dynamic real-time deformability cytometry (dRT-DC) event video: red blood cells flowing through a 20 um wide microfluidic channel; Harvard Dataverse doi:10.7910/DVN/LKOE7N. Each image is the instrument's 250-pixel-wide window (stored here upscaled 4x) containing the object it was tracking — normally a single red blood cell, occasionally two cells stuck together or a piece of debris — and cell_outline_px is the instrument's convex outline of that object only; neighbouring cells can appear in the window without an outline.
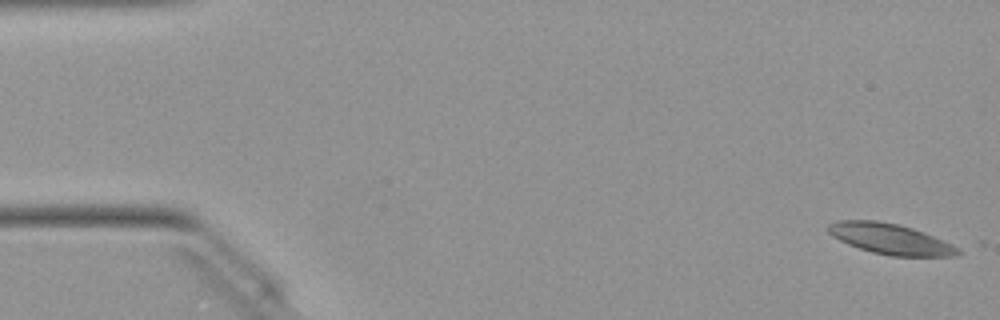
{"species": "Egyptian fruit bat (a non-hibernating species)", "species_latin": "Rousettus aegyptiacus", "temperature_condition": "warm", "stored_images_in_passage": 51, "camera_frame_rate_fps": 3000, "um_per_image_px": 0.085, "animal": {"sex": "female"}, "frame": {"image": 1, "passage_image": 1, "time_ms": 0.0, "image_size_px": [1000, 320], "cell_outline_px": [[960, 252], [956, 256], [892, 256], [872, 252], [848, 244], [832, 236], [828, 232], [828, 224], [836, 220], [876, 220], [896, 224], [912, 228], [952, 244], [960, 248]], "centroid_in_image_um": [75.65, 20.31], "position_along_channel_um": 9.3, "area_um2": 22.89}}
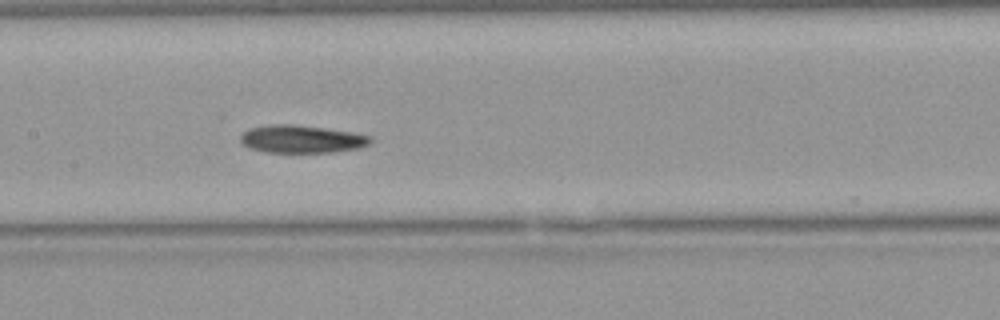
{"frame": {"image": 2, "passage_image": 24, "time_ms": 7.667, "image_size_px": [1000, 320], "cell_outline_px": [[372, 140], [368, 144], [360, 148], [332, 152], [264, 152], [248, 148], [240, 144], [240, 136], [248, 128], [272, 124], [292, 124], [324, 128], [352, 132], [372, 136]], "centroid_in_image_um": [25.6, 11.82], "position_along_channel_um": 181.8, "area_um2": 21.15}}
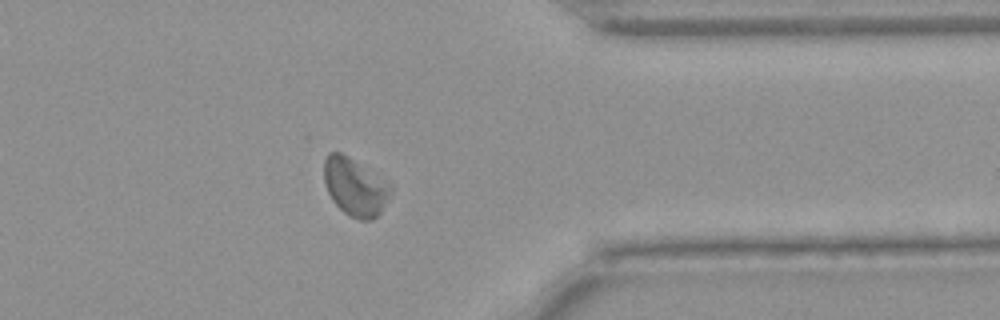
{"frame": {"image": 3, "passage_image": 40, "time_ms": 13.0, "image_size_px": [1000, 320], "cell_outline_px": [[392, 192], [380, 212], [372, 220], [360, 220], [348, 216], [332, 200], [324, 184], [324, 160], [328, 152], [340, 152], [348, 156], [392, 188]], "centroid_in_image_um": [30.12, 15.91], "position_along_channel_um": 381.3, "area_um2": 21.85}, "authors_computed_cell_mechanics": {"area_um2": 21.7906, "velocity_mm_per_s": 3.9855, "shape_relaxation_time_tau1_ms": 3.6366, "shape_relaxation_time_tau2_ms": 2.7241, "deformation_change_tau1": 0.1092, "deformation_change_tau2": 0.0908}}